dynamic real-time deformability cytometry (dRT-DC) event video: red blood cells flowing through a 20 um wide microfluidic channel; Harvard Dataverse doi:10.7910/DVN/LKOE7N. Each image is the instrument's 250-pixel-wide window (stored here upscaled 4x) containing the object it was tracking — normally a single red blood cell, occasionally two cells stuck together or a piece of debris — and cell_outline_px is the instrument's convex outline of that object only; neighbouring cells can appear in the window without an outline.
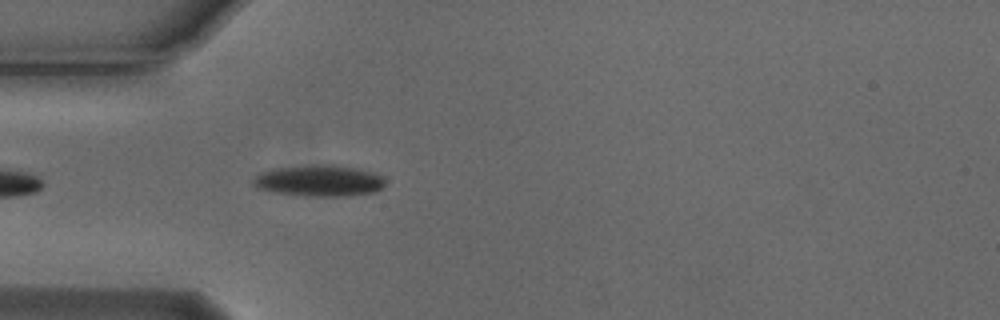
{"species": "Egyptian fruit bat (a non-hibernating species)", "species_latin": "Rousettus aegyptiacus", "temperature_condition": "cold", "stored_images_in_passage": 43, "camera_frame_rate_fps": 3000, "um_per_image_px": 0.085, "animal": {"sex": "male"}, "frame": {"image": 1, "passage_image": 4, "time_ms": 1.0, "image_size_px": [1000, 320], "cell_outline_px": [[384, 184], [376, 192], [348, 196], [304, 196], [276, 192], [260, 188], [252, 184], [252, 180], [260, 172], [272, 168], [320, 164], [332, 164], [360, 168], [372, 172], [380, 176], [384, 180]], "centroid_in_image_um": [27.13, 15.35], "position_along_channel_um": 57.9, "area_um2": 24.16}}
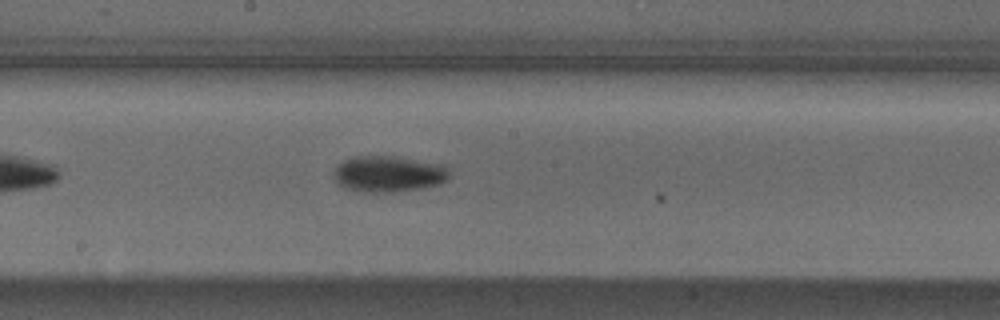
{"frame": {"image": 2, "passage_image": 17, "time_ms": 5.333, "image_size_px": [1000, 320], "cell_outline_px": [[448, 180], [440, 184], [420, 188], [392, 192], [360, 192], [344, 188], [336, 180], [332, 172], [344, 160], [356, 156], [396, 156], [440, 164], [448, 168]], "centroid_in_image_um": [33.01, 14.79], "position_along_channel_um": 215.2, "area_um2": 24.28}}
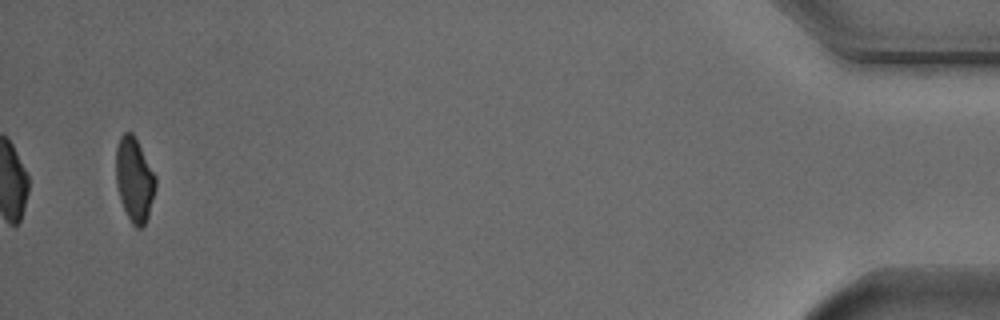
{"frame": {"image": 3, "passage_image": 41, "time_ms": 13.333, "image_size_px": [1000, 320], "cell_outline_px": [[156, 188], [148, 216], [144, 224], [140, 228], [136, 228], [132, 224], [120, 200], [116, 184], [116, 148], [120, 136], [124, 132], [132, 132], [156, 176]], "centroid_in_image_um": [11.42, 15.26], "position_along_channel_um": 423.8, "area_um2": 19.31}, "authors_computed_cell_mechanics": {"area_um2": 22.253, "velocity_mm_per_s": 3.7215, "shape_relaxation_time_tau1_ms": 2.8035, "shape_relaxation_time_tau2_ms": null, "deformation_change_tau1": 0.1195, "deformation_change_tau2": null}}